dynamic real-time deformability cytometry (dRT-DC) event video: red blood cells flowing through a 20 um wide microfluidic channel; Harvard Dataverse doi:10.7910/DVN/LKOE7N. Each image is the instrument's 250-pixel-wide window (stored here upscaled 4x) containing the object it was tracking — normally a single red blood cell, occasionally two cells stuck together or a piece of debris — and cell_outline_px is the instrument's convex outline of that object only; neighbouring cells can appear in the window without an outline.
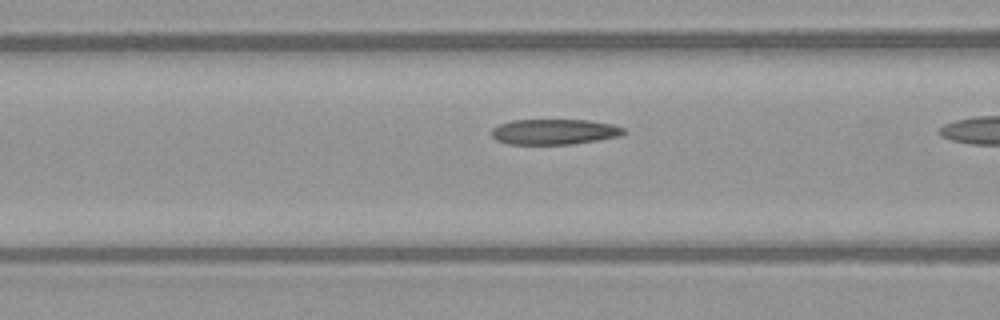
{"species": "common noctule bat (a hibernating species)", "species_latin": "Nyctalus noctula", "temperature_condition": "warm", "stored_images_in_passage": 14, "camera_frame_rate_fps": 3000, "um_per_image_px": 0.085, "animal": {"sex": "female", "body_mass_g": 21.9}, "frame": {"image": 1, "passage_image": 10, "time_ms": 3.0, "image_size_px": [1000, 320], "cell_outline_px": [[628, 132], [620, 136], [572, 144], [508, 144], [496, 140], [492, 136], [492, 128], [500, 124], [512, 120], [588, 120], [612, 124], [624, 128]], "centroid_in_image_um": [47.13, 11.2], "position_along_channel_um": 119.5, "area_um2": 19.59}}